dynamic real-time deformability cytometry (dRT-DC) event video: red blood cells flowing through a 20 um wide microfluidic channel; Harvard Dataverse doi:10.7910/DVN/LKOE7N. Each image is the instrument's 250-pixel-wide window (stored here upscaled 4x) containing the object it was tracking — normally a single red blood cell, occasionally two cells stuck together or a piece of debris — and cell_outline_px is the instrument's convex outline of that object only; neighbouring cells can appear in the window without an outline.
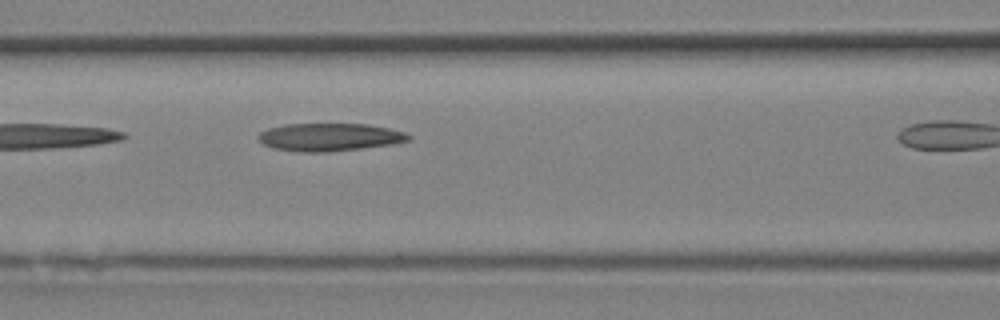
{"species": "Egyptian fruit bat (a non-hibernating species)", "species_latin": "Rousettus aegyptiacus", "temperature_condition": "room temperature", "stored_images_in_passage": 4, "camera_frame_rate_fps": 3000, "um_per_image_px": 0.085, "animal": {"sex": "female"}, "frame": {"image": 1, "passage_image": 4, "time_ms": 1.0, "image_size_px": [1000, 320], "cell_outline_px": [[412, 136], [408, 140], [392, 144], [364, 148], [328, 152], [300, 152], [272, 148], [264, 144], [256, 136], [260, 132], [268, 128], [284, 124], [368, 124], [388, 128], [404, 132]], "centroid_in_image_um": [27.99, 11.65], "position_along_channel_um": 138.6, "area_um2": 24.39}}